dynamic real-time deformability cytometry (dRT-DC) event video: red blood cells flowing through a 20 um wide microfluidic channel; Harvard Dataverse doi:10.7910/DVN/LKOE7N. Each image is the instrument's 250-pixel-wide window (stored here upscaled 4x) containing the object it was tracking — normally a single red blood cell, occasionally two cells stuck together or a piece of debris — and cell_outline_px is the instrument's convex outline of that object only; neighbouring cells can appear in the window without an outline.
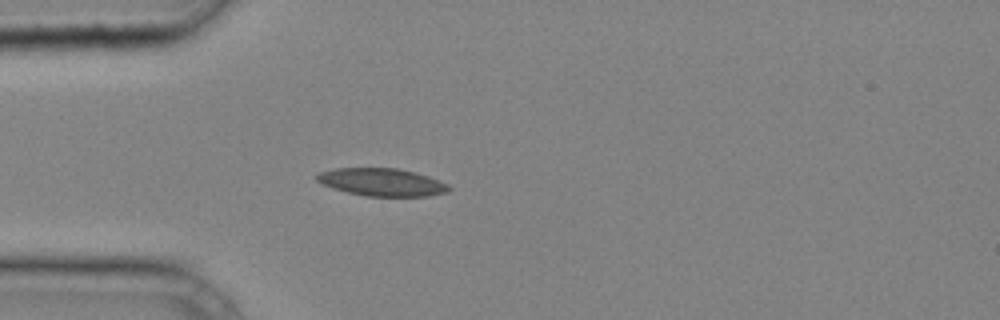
{"species": "common noctule bat (a hibernating species)", "species_latin": "Nyctalus noctula", "temperature_condition": "cold", "stored_images_in_passage": 30, "camera_frame_rate_fps": 3000, "um_per_image_px": 0.085, "animal": {"sex": "male", "body_mass_g": 20.4}, "frame": {"image": 1, "passage_image": 1, "time_ms": 0.0, "image_size_px": [1000, 320], "cell_outline_px": [[452, 188], [448, 192], [428, 196], [368, 196], [348, 192], [332, 188], [316, 180], [316, 176], [320, 172], [336, 168], [396, 168], [416, 172], [440, 180], [448, 184]], "centroid_in_image_um": [32.51, 15.48], "position_along_channel_um": 52.5, "area_um2": 21.27}}
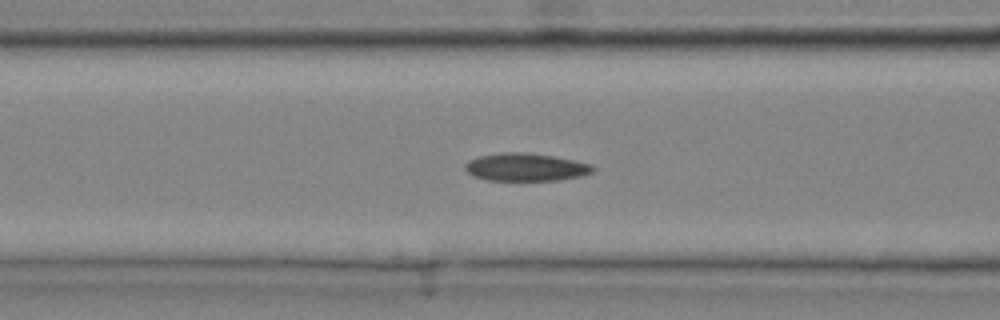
{"frame": {"image": 2, "passage_image": 6, "time_ms": 1.667, "image_size_px": [1000, 320], "cell_outline_px": [[596, 168], [592, 172], [580, 176], [556, 180], [488, 180], [472, 176], [464, 168], [464, 164], [468, 160], [480, 156], [500, 152], [528, 152], [576, 160], [592, 164]], "centroid_in_image_um": [44.68, 14.19], "position_along_channel_um": 121.9, "area_um2": 20.81}}
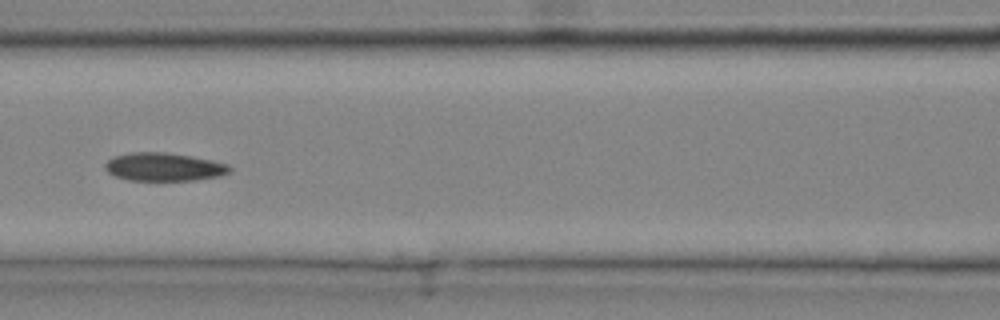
{"frame": {"image": 3, "passage_image": 8, "time_ms": 2.333, "image_size_px": [1000, 320], "cell_outline_px": [[232, 172], [220, 176], [196, 180], [128, 180], [116, 176], [108, 172], [104, 168], [104, 164], [112, 156], [132, 152], [164, 152], [192, 156], [212, 160], [228, 164], [232, 168]], "centroid_in_image_um": [13.95, 14.18], "position_along_channel_um": 152.6, "area_um2": 20.63}}